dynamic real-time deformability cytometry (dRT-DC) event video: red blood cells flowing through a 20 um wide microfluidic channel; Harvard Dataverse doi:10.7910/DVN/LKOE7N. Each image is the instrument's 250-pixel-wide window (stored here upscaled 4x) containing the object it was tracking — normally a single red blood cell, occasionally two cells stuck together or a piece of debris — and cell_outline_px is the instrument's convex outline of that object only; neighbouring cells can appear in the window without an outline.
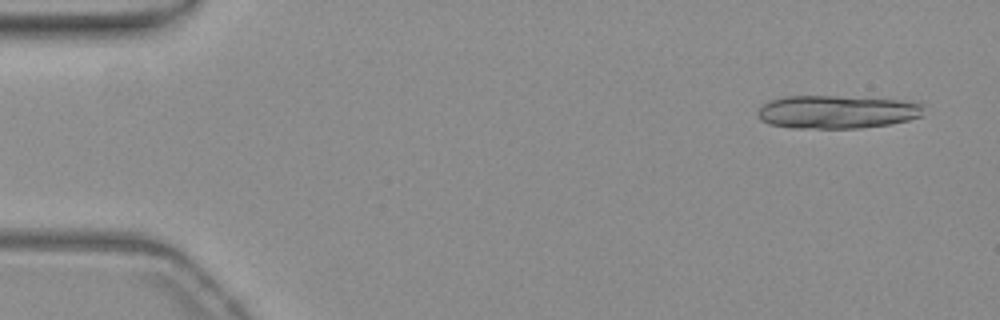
{"species": "common noctule bat (a hibernating species)", "species_latin": "Nyctalus noctula", "temperature_condition": "warm", "stored_images_in_passage": 15, "camera_frame_rate_fps": 3000, "um_per_image_px": 0.085, "animal": {"sex": "female", "body_mass_g": 19.3, "forearm_length_mm": 54.1}, "frame": {"image": 1, "passage_image": 3, "time_ms": 0.667, "image_size_px": [1000, 320], "cell_outline_px": [[924, 116], [908, 120], [888, 124], [856, 128], [796, 128], [768, 124], [760, 120], [756, 116], [756, 112], [764, 104], [772, 100], [784, 96], [836, 96], [900, 100], [924, 104]], "centroid_in_image_um": [71.13, 9.51], "position_along_channel_um": 13.9, "area_um2": 32.14}}